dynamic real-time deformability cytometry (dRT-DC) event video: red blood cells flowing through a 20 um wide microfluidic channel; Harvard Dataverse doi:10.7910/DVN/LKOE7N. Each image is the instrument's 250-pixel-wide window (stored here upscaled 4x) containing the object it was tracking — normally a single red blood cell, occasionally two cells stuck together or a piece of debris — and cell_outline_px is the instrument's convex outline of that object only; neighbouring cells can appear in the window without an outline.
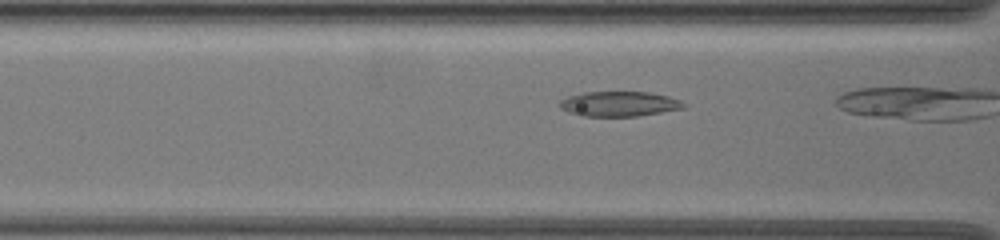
{"species": "common noctule bat (a hibernating species)", "species_latin": "Nyctalus noctula", "temperature_condition": "warm", "stored_images_in_passage": 8, "camera_frame_rate_fps": 3000, "um_per_image_px": 0.085, "animal": {"sex": "female", "body_mass_g": 19.5, "forearm_length_mm": 54.1}, "frame": {"image": 1, "passage_image": 3, "time_ms": 0.667, "image_size_px": [1000, 240], "cell_outline_px": [[688, 104], [684, 108], [636, 116], [584, 116], [568, 112], [560, 108], [560, 100], [568, 96], [584, 92], [648, 92], [668, 96], [680, 100]], "centroid_in_image_um": [52.64, 8.82], "position_along_channel_um": 114.0, "area_um2": 17.98}}
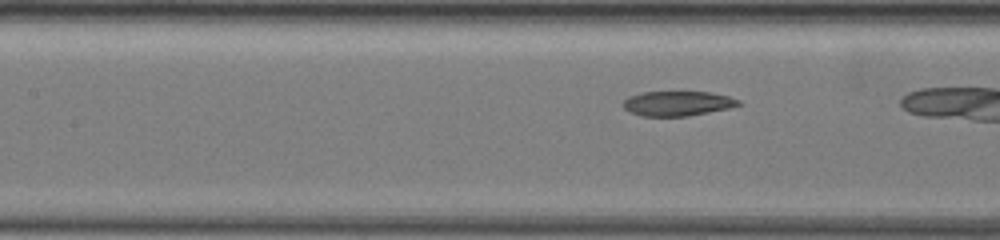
{"frame": {"image": 2, "passage_image": 6, "time_ms": 1.667, "image_size_px": [1000, 240], "cell_outline_px": [[744, 104], [728, 108], [688, 116], [640, 116], [624, 108], [620, 104], [628, 96], [640, 92], [708, 92], [728, 96], [740, 100]], "centroid_in_image_um": [57.57, 8.79], "position_along_channel_um": 149.8, "area_um2": 16.7}}